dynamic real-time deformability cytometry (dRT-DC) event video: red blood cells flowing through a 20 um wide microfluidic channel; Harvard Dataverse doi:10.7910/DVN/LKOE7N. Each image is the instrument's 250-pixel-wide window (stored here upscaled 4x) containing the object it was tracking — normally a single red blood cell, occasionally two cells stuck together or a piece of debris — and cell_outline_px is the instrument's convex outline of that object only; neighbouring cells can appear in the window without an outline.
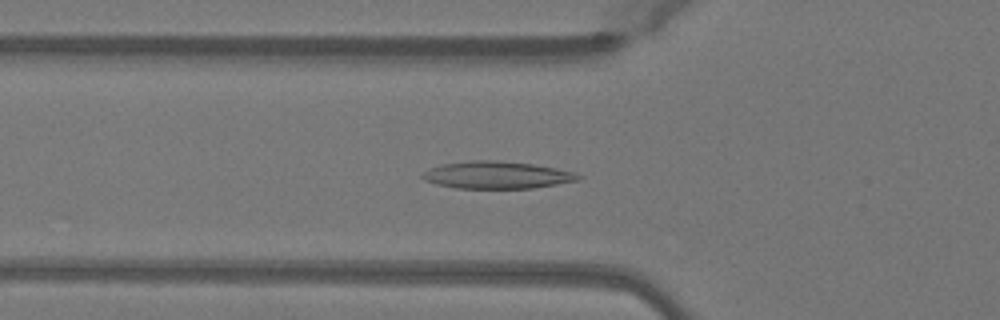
{"species": "Egyptian fruit bat (a non-hibernating species)", "species_latin": "Rousettus aegyptiacus", "temperature_condition": "warm", "stored_images_in_passage": 37, "camera_frame_rate_fps": 3000, "um_per_image_px": 0.085, "animal": {"sex": "female"}, "frame": {"image": 1, "passage_image": 4, "time_ms": 1.0, "image_size_px": [1000, 320], "cell_outline_px": [[584, 176], [580, 180], [532, 188], [456, 188], [436, 184], [424, 180], [420, 176], [424, 172], [440, 164], [472, 160], [492, 160], [532, 164], [556, 168], [576, 172]], "centroid_in_image_um": [42.26, 14.87], "position_along_channel_um": 83.5, "area_um2": 24.74}}
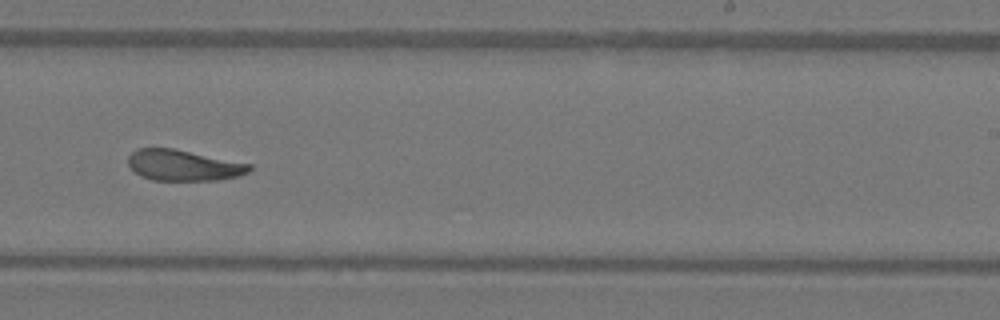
{"frame": {"image": 2, "passage_image": 18, "time_ms": 5.667, "image_size_px": [1000, 320], "cell_outline_px": [[252, 168], [248, 172], [240, 176], [216, 180], [152, 180], [140, 176], [128, 164], [128, 156], [136, 148], [172, 148], [252, 164]], "centroid_in_image_um": [15.59, 14.05], "position_along_channel_um": 273.4, "area_um2": 21.79}}
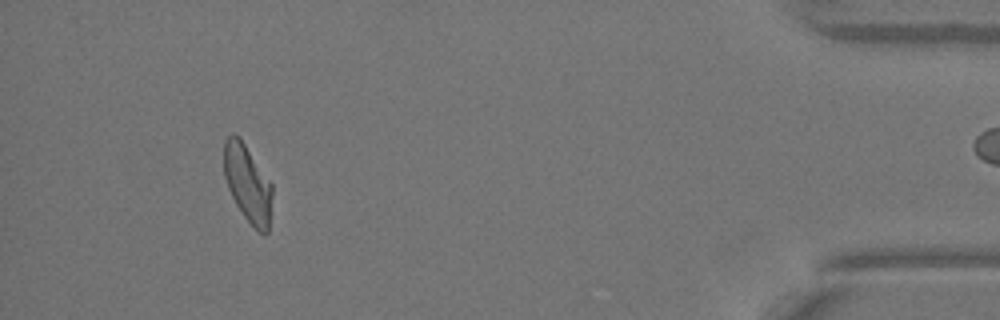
{"frame": {"image": 3, "passage_image": 33, "time_ms": 10.667, "image_size_px": [1000, 320], "cell_outline_px": [[272, 192], [268, 232], [264, 236], [244, 216], [236, 204], [228, 188], [224, 176], [224, 140], [232, 132], [240, 136], [272, 184]], "centroid_in_image_um": [21.04, 15.55], "position_along_channel_um": 414.2, "area_um2": 21.68}, "authors_computed_cell_mechanics": {"area_um2": 22.4264, "velocity_mm_per_s": 4.06, "shape_relaxation_time_tau1_ms": 8.8869, "shape_relaxation_time_tau2_ms": 1.2883, "deformation_change_tau1": 0.2294, "deformation_change_tau2": 0.0746}}